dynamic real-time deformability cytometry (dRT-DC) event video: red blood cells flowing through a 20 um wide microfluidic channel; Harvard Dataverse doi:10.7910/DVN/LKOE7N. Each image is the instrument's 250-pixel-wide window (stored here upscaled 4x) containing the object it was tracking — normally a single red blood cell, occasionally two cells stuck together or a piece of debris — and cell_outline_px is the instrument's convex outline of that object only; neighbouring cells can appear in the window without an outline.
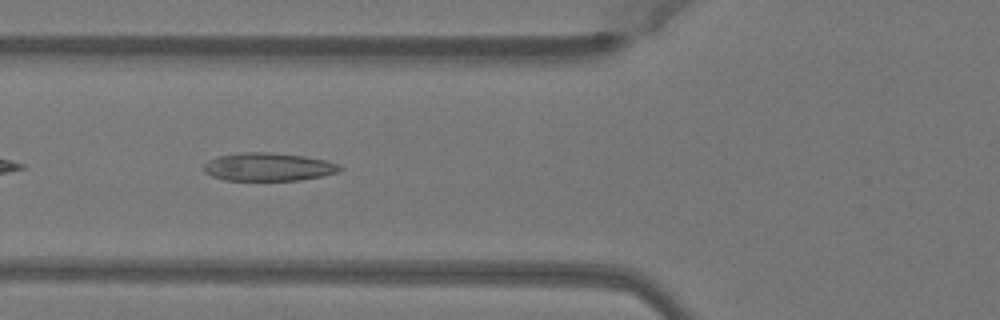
{"species": "Egyptian fruit bat (a non-hibernating species)", "species_latin": "Rousettus aegyptiacus", "temperature_condition": "warm", "stored_images_in_passage": 31, "camera_frame_rate_fps": 3000, "um_per_image_px": 0.085, "animal": {"sex": "female"}, "frame": {"image": 1, "passage_image": 5, "time_ms": 1.333, "image_size_px": [1000, 320], "cell_outline_px": [[344, 168], [340, 172], [300, 180], [224, 180], [212, 176], [204, 172], [204, 164], [208, 160], [216, 156], [240, 152], [268, 152], [304, 156], [324, 160], [340, 164]], "centroid_in_image_um": [22.8, 14.18], "position_along_channel_um": 103.0, "area_um2": 22.43}}
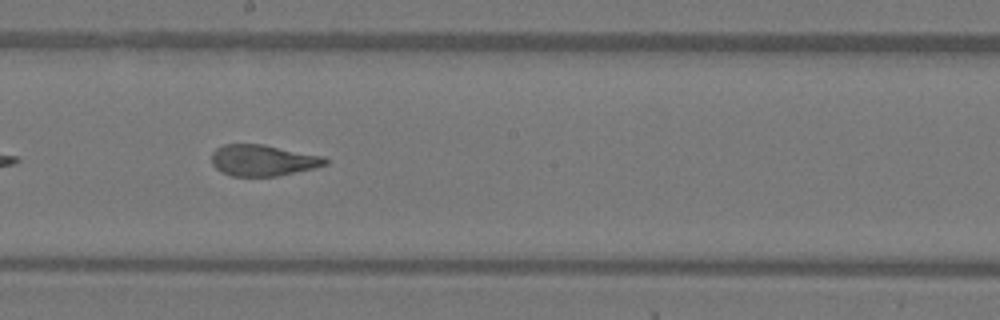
{"frame": {"image": 2, "passage_image": 14, "time_ms": 4.333, "image_size_px": [1000, 320], "cell_outline_px": [[328, 164], [312, 168], [276, 176], [232, 176], [220, 172], [212, 164], [212, 152], [216, 148], [224, 144], [264, 144], [324, 156], [328, 160]], "centroid_in_image_um": [22.33, 13.62], "position_along_channel_um": 225.9, "area_um2": 20.69}, "authors_computed_cell_mechanics": {"area_um2": 21.6172, "velocity_mm_per_s": 4.0883, "shape_relaxation_time_tau1_ms": 9.2694, "shape_relaxation_time_tau2_ms": 0.9113, "deformation_change_tau1": 0.3081, "deformation_change_tau2": 0.0718}}